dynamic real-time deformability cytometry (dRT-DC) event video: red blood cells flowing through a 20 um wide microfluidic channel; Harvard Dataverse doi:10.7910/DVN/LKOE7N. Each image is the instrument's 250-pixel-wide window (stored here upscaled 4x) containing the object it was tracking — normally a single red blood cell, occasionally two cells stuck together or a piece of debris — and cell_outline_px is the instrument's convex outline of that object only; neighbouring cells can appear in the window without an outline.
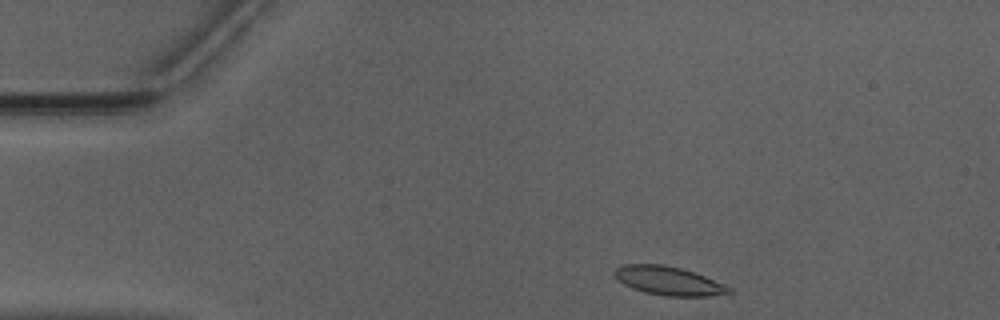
{"species": "Egyptian fruit bat (a non-hibernating species)", "species_latin": "Rousettus aegyptiacus", "temperature_condition": "warm", "stored_images_in_passage": 12, "camera_frame_rate_fps": 3000, "um_per_image_px": 0.085, "animal": {"sex": "male"}, "frame": {"image": 1, "passage_image": 1, "time_ms": 0.0, "image_size_px": [1000, 320], "cell_outline_px": [[736, 292], [732, 296], [664, 296], [644, 292], [632, 288], [624, 284], [612, 272], [616, 268], [624, 264], [660, 264], [680, 268], [696, 272], [724, 284], [732, 288]], "centroid_in_image_um": [56.95, 23.89], "position_along_channel_um": 28.0, "area_um2": 19.54}}
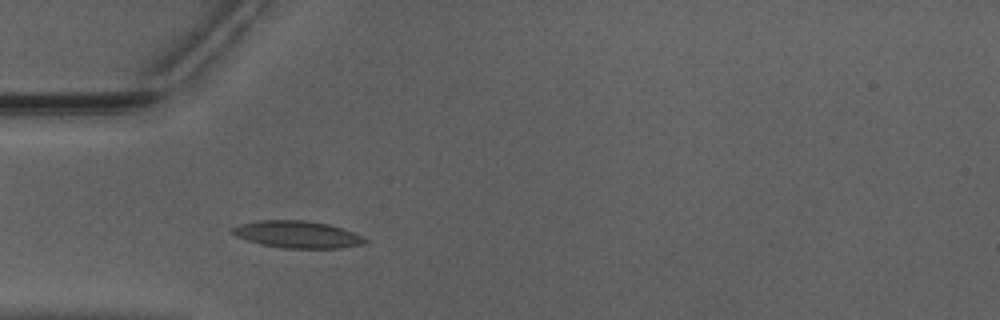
{"frame": {"image": 2, "passage_image": 8, "time_ms": 2.333, "image_size_px": [1000, 320], "cell_outline_px": [[368, 240], [364, 244], [340, 248], [280, 248], [248, 240], [236, 236], [232, 232], [232, 228], [240, 224], [256, 220], [304, 220], [328, 224], [364, 236]], "centroid_in_image_um": [25.29, 19.92], "position_along_channel_um": 59.7, "area_um2": 20.75}}
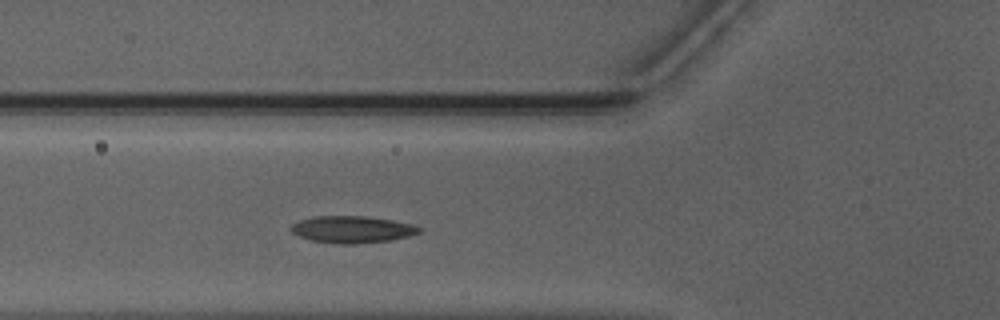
{"frame": {"image": 3, "passage_image": 11, "time_ms": 3.333, "image_size_px": [1000, 320], "cell_outline_px": [[424, 228], [420, 232], [408, 236], [388, 240], [356, 244], [340, 244], [312, 240], [300, 236], [292, 232], [288, 228], [292, 224], [300, 220], [316, 216], [368, 216], [392, 220], [412, 224]], "centroid_in_image_um": [29.94, 19.49], "position_along_channel_um": 95.9, "area_um2": 20.06}}